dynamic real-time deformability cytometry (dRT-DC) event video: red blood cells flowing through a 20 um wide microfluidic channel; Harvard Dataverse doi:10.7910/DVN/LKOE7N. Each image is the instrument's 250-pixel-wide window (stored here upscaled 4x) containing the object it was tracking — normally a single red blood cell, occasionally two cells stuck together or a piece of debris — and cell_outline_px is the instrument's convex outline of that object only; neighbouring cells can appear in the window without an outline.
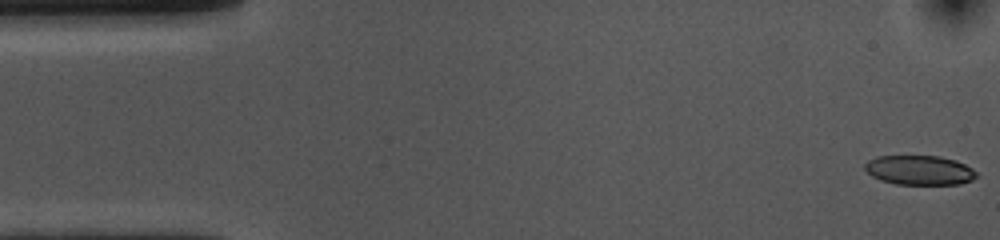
{"species": "common noctule bat (a hibernating species)", "species_latin": "Nyctalus noctula", "temperature_condition": "cold", "stored_images_in_passage": 53, "camera_frame_rate_fps": 3000, "um_per_image_px": 0.085, "animal": {"sex": "female", "body_mass_g": 10.0, "forearm_length_mm": 53.1}, "frame": {"image": 1, "passage_image": 1, "time_ms": 0.0, "image_size_px": [1000, 240], "cell_outline_px": [[976, 176], [972, 180], [960, 184], [896, 184], [880, 180], [872, 176], [864, 168], [864, 164], [868, 160], [876, 156], [940, 156], [956, 160], [972, 168], [976, 172]], "centroid_in_image_um": [78.14, 14.46], "position_along_channel_um": 6.9, "area_um2": 19.19}}
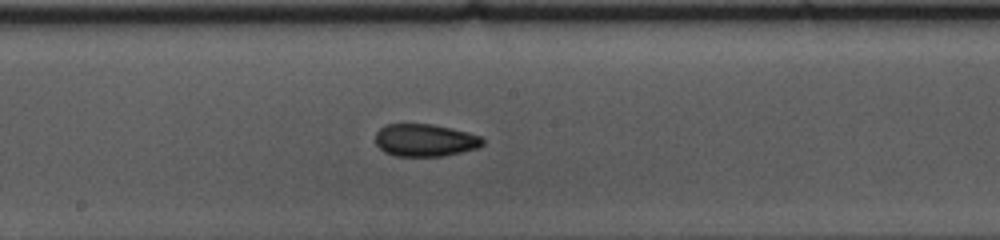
{"frame": {"image": 2, "passage_image": 27, "time_ms": 8.667, "image_size_px": [1000, 240], "cell_outline_px": [[484, 144], [476, 148], [444, 156], [396, 156], [384, 152], [376, 144], [376, 132], [384, 124], [432, 124], [452, 128], [468, 132], [480, 136], [484, 140]], "centroid_in_image_um": [36.11, 11.91], "position_along_channel_um": 212.1, "area_um2": 20.35}}
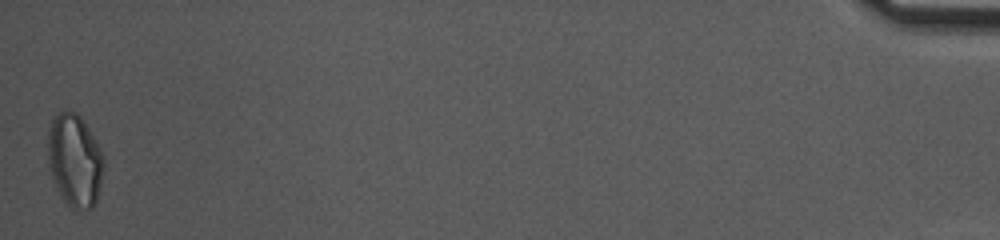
{"frame": {"image": 3, "passage_image": 53, "time_ms": 17.333, "image_size_px": [1000, 240], "cell_outline_px": [[104, 168], [96, 200], [92, 208], [72, 208], [64, 200], [52, 176], [48, 156], [48, 132], [52, 120], [60, 112], [76, 112], [84, 120], [100, 148], [104, 156]], "centroid_in_image_um": [6.37, 13.6], "position_along_channel_um": 428.8, "area_um2": 29.59}, "authors_computed_cell_mechanics": {"area_um2": 20.6924, "velocity_mm_per_s": 3.6697, "shape_relaxation_time_tau1_ms": 8.2027, "shape_relaxation_time_tau2_ms": 4.6224, "deformation_change_tau1": 0.1416, "deformation_change_tau2": 0.1001}}